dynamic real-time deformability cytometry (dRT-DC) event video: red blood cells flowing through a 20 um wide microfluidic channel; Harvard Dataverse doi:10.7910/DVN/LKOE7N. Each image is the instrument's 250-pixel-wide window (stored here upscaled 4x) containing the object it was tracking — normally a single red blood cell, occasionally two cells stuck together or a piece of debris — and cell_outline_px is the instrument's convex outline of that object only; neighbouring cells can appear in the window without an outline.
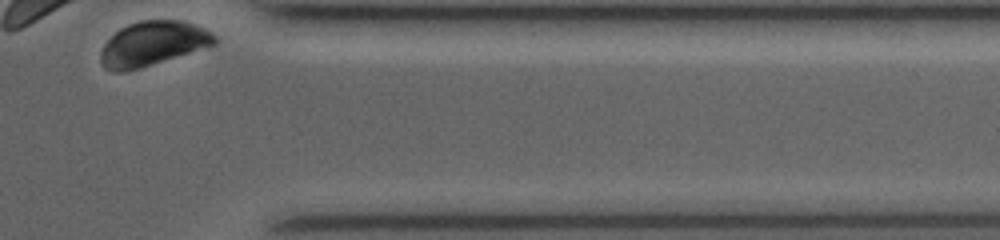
{"species": "common noctule bat (a hibernating species)", "species_latin": "Nyctalus noctula", "temperature_condition": "room temperature", "stored_images_in_passage": 17, "camera_frame_rate_fps": 3500, "um_per_image_px": 0.085, "animal": {"sex": "female", "body_mass_g": 19.0, "forearm_length_mm": 53.3}, "frame": {"image": 1, "passage_image": 17, "time_ms": 9.429, "image_size_px": [1000, 240], "cell_outline_px": [[216, 44], [140, 68], [124, 72], [112, 72], [104, 68], [100, 64], [100, 52], [104, 44], [120, 28], [128, 24], [140, 20], [180, 20], [204, 28], [212, 32], [216, 36]], "centroid_in_image_um": [12.95, 3.71], "position_along_channel_um": 398.5, "area_um2": 29.42}}